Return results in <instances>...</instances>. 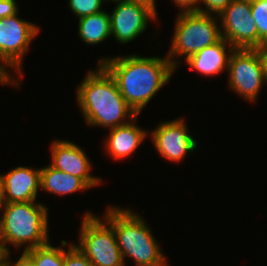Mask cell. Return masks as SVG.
<instances>
[{"label": "cell", "mask_w": 267, "mask_h": 266, "mask_svg": "<svg viewBox=\"0 0 267 266\" xmlns=\"http://www.w3.org/2000/svg\"><path fill=\"white\" fill-rule=\"evenodd\" d=\"M99 64L114 78L119 92L137 115L159 89L169 82L176 69L167 56H115L101 58Z\"/></svg>", "instance_id": "obj_1"}, {"label": "cell", "mask_w": 267, "mask_h": 266, "mask_svg": "<svg viewBox=\"0 0 267 266\" xmlns=\"http://www.w3.org/2000/svg\"><path fill=\"white\" fill-rule=\"evenodd\" d=\"M76 92L77 104L89 126L111 129L138 116L119 92L114 78L101 64L97 70L87 73Z\"/></svg>", "instance_id": "obj_2"}, {"label": "cell", "mask_w": 267, "mask_h": 266, "mask_svg": "<svg viewBox=\"0 0 267 266\" xmlns=\"http://www.w3.org/2000/svg\"><path fill=\"white\" fill-rule=\"evenodd\" d=\"M133 211L109 206L102 218L113 228L124 262L131 257L135 266H168L150 227Z\"/></svg>", "instance_id": "obj_3"}, {"label": "cell", "mask_w": 267, "mask_h": 266, "mask_svg": "<svg viewBox=\"0 0 267 266\" xmlns=\"http://www.w3.org/2000/svg\"><path fill=\"white\" fill-rule=\"evenodd\" d=\"M0 218V244L4 253L10 250L6 244L16 248L26 245L23 251L49 243L48 208L36 201L6 203Z\"/></svg>", "instance_id": "obj_4"}, {"label": "cell", "mask_w": 267, "mask_h": 266, "mask_svg": "<svg viewBox=\"0 0 267 266\" xmlns=\"http://www.w3.org/2000/svg\"><path fill=\"white\" fill-rule=\"evenodd\" d=\"M216 18L197 11H180L176 18L172 45L167 53V58L175 68L179 65L178 59H175L178 56L184 55L186 60L222 38Z\"/></svg>", "instance_id": "obj_5"}, {"label": "cell", "mask_w": 267, "mask_h": 266, "mask_svg": "<svg viewBox=\"0 0 267 266\" xmlns=\"http://www.w3.org/2000/svg\"><path fill=\"white\" fill-rule=\"evenodd\" d=\"M82 218L79 245L75 246L93 266H125L113 228L89 211Z\"/></svg>", "instance_id": "obj_6"}, {"label": "cell", "mask_w": 267, "mask_h": 266, "mask_svg": "<svg viewBox=\"0 0 267 266\" xmlns=\"http://www.w3.org/2000/svg\"><path fill=\"white\" fill-rule=\"evenodd\" d=\"M39 30L36 24L19 18L18 13L0 19V67L10 77L11 69L22 76L21 61Z\"/></svg>", "instance_id": "obj_7"}, {"label": "cell", "mask_w": 267, "mask_h": 266, "mask_svg": "<svg viewBox=\"0 0 267 266\" xmlns=\"http://www.w3.org/2000/svg\"><path fill=\"white\" fill-rule=\"evenodd\" d=\"M227 70L229 88L242 99L255 102L263 83H267L258 49H235Z\"/></svg>", "instance_id": "obj_8"}, {"label": "cell", "mask_w": 267, "mask_h": 266, "mask_svg": "<svg viewBox=\"0 0 267 266\" xmlns=\"http://www.w3.org/2000/svg\"><path fill=\"white\" fill-rule=\"evenodd\" d=\"M110 14L111 35L118 43H128L145 32L150 20L157 18L156 4L149 0L116 2Z\"/></svg>", "instance_id": "obj_9"}, {"label": "cell", "mask_w": 267, "mask_h": 266, "mask_svg": "<svg viewBox=\"0 0 267 266\" xmlns=\"http://www.w3.org/2000/svg\"><path fill=\"white\" fill-rule=\"evenodd\" d=\"M218 16L221 36L235 49L258 48V31L251 14V0H233Z\"/></svg>", "instance_id": "obj_10"}, {"label": "cell", "mask_w": 267, "mask_h": 266, "mask_svg": "<svg viewBox=\"0 0 267 266\" xmlns=\"http://www.w3.org/2000/svg\"><path fill=\"white\" fill-rule=\"evenodd\" d=\"M150 135L159 155L168 161L180 162L197 148L183 118L161 123Z\"/></svg>", "instance_id": "obj_11"}, {"label": "cell", "mask_w": 267, "mask_h": 266, "mask_svg": "<svg viewBox=\"0 0 267 266\" xmlns=\"http://www.w3.org/2000/svg\"><path fill=\"white\" fill-rule=\"evenodd\" d=\"M51 166L81 178L90 188L101 184V179L90 174L91 161L81 147L71 141L56 140L51 148Z\"/></svg>", "instance_id": "obj_12"}, {"label": "cell", "mask_w": 267, "mask_h": 266, "mask_svg": "<svg viewBox=\"0 0 267 266\" xmlns=\"http://www.w3.org/2000/svg\"><path fill=\"white\" fill-rule=\"evenodd\" d=\"M0 177L3 182L5 203L36 200L41 186V169L17 166Z\"/></svg>", "instance_id": "obj_13"}, {"label": "cell", "mask_w": 267, "mask_h": 266, "mask_svg": "<svg viewBox=\"0 0 267 266\" xmlns=\"http://www.w3.org/2000/svg\"><path fill=\"white\" fill-rule=\"evenodd\" d=\"M234 50L235 48L222 37L215 44L189 56L185 62L201 75L214 76L227 69L231 53ZM227 51L229 55H227Z\"/></svg>", "instance_id": "obj_14"}, {"label": "cell", "mask_w": 267, "mask_h": 266, "mask_svg": "<svg viewBox=\"0 0 267 266\" xmlns=\"http://www.w3.org/2000/svg\"><path fill=\"white\" fill-rule=\"evenodd\" d=\"M137 116L130 122L109 129V136L105 140V149L111 158L114 160L125 159L128 157L146 139L147 134L144 129L140 126L134 124L136 122Z\"/></svg>", "instance_id": "obj_15"}, {"label": "cell", "mask_w": 267, "mask_h": 266, "mask_svg": "<svg viewBox=\"0 0 267 266\" xmlns=\"http://www.w3.org/2000/svg\"><path fill=\"white\" fill-rule=\"evenodd\" d=\"M40 169V188L43 191L64 196L90 188L81 178L62 172L51 165Z\"/></svg>", "instance_id": "obj_16"}, {"label": "cell", "mask_w": 267, "mask_h": 266, "mask_svg": "<svg viewBox=\"0 0 267 266\" xmlns=\"http://www.w3.org/2000/svg\"><path fill=\"white\" fill-rule=\"evenodd\" d=\"M78 32L81 40L88 45H96L111 37L110 14L101 11L84 16L78 20Z\"/></svg>", "instance_id": "obj_17"}, {"label": "cell", "mask_w": 267, "mask_h": 266, "mask_svg": "<svg viewBox=\"0 0 267 266\" xmlns=\"http://www.w3.org/2000/svg\"><path fill=\"white\" fill-rule=\"evenodd\" d=\"M34 261L36 266H63V247H53L50 243L25 251Z\"/></svg>", "instance_id": "obj_18"}, {"label": "cell", "mask_w": 267, "mask_h": 266, "mask_svg": "<svg viewBox=\"0 0 267 266\" xmlns=\"http://www.w3.org/2000/svg\"><path fill=\"white\" fill-rule=\"evenodd\" d=\"M251 14L258 31V48L267 44V1L251 0Z\"/></svg>", "instance_id": "obj_19"}, {"label": "cell", "mask_w": 267, "mask_h": 266, "mask_svg": "<svg viewBox=\"0 0 267 266\" xmlns=\"http://www.w3.org/2000/svg\"><path fill=\"white\" fill-rule=\"evenodd\" d=\"M103 0H69V7L77 18L89 16L103 11Z\"/></svg>", "instance_id": "obj_20"}, {"label": "cell", "mask_w": 267, "mask_h": 266, "mask_svg": "<svg viewBox=\"0 0 267 266\" xmlns=\"http://www.w3.org/2000/svg\"><path fill=\"white\" fill-rule=\"evenodd\" d=\"M63 266H93V264L75 246V244H70L68 251L64 249Z\"/></svg>", "instance_id": "obj_21"}, {"label": "cell", "mask_w": 267, "mask_h": 266, "mask_svg": "<svg viewBox=\"0 0 267 266\" xmlns=\"http://www.w3.org/2000/svg\"><path fill=\"white\" fill-rule=\"evenodd\" d=\"M233 0H198V4L202 2L206 9H202L199 6V13L209 14V15H219Z\"/></svg>", "instance_id": "obj_22"}, {"label": "cell", "mask_w": 267, "mask_h": 266, "mask_svg": "<svg viewBox=\"0 0 267 266\" xmlns=\"http://www.w3.org/2000/svg\"><path fill=\"white\" fill-rule=\"evenodd\" d=\"M18 11L15 0H0V19L15 15Z\"/></svg>", "instance_id": "obj_23"}, {"label": "cell", "mask_w": 267, "mask_h": 266, "mask_svg": "<svg viewBox=\"0 0 267 266\" xmlns=\"http://www.w3.org/2000/svg\"><path fill=\"white\" fill-rule=\"evenodd\" d=\"M10 253L4 255L5 266H36L33 259L25 251L22 252V255L14 264L10 262Z\"/></svg>", "instance_id": "obj_24"}, {"label": "cell", "mask_w": 267, "mask_h": 266, "mask_svg": "<svg viewBox=\"0 0 267 266\" xmlns=\"http://www.w3.org/2000/svg\"><path fill=\"white\" fill-rule=\"evenodd\" d=\"M182 12L198 11V0H172Z\"/></svg>", "instance_id": "obj_25"}, {"label": "cell", "mask_w": 267, "mask_h": 266, "mask_svg": "<svg viewBox=\"0 0 267 266\" xmlns=\"http://www.w3.org/2000/svg\"><path fill=\"white\" fill-rule=\"evenodd\" d=\"M20 80H18L17 78L14 77H10L1 67H0V84H3V85H10L11 83L14 85V86H20V82H18Z\"/></svg>", "instance_id": "obj_26"}, {"label": "cell", "mask_w": 267, "mask_h": 266, "mask_svg": "<svg viewBox=\"0 0 267 266\" xmlns=\"http://www.w3.org/2000/svg\"><path fill=\"white\" fill-rule=\"evenodd\" d=\"M257 49L259 51L260 58L262 60L264 74L267 79V44H264L263 46Z\"/></svg>", "instance_id": "obj_27"}, {"label": "cell", "mask_w": 267, "mask_h": 266, "mask_svg": "<svg viewBox=\"0 0 267 266\" xmlns=\"http://www.w3.org/2000/svg\"><path fill=\"white\" fill-rule=\"evenodd\" d=\"M5 199H4V189H3V182L2 179L0 177V212L2 210V207H4L5 205Z\"/></svg>", "instance_id": "obj_28"}, {"label": "cell", "mask_w": 267, "mask_h": 266, "mask_svg": "<svg viewBox=\"0 0 267 266\" xmlns=\"http://www.w3.org/2000/svg\"><path fill=\"white\" fill-rule=\"evenodd\" d=\"M4 255H5V253H4V251L1 247V244H0V263H2L4 261Z\"/></svg>", "instance_id": "obj_29"}, {"label": "cell", "mask_w": 267, "mask_h": 266, "mask_svg": "<svg viewBox=\"0 0 267 266\" xmlns=\"http://www.w3.org/2000/svg\"><path fill=\"white\" fill-rule=\"evenodd\" d=\"M103 1L122 2V1H126V0H103Z\"/></svg>", "instance_id": "obj_30"}, {"label": "cell", "mask_w": 267, "mask_h": 266, "mask_svg": "<svg viewBox=\"0 0 267 266\" xmlns=\"http://www.w3.org/2000/svg\"><path fill=\"white\" fill-rule=\"evenodd\" d=\"M0 266H5L4 261L2 263H0Z\"/></svg>", "instance_id": "obj_31"}]
</instances>
